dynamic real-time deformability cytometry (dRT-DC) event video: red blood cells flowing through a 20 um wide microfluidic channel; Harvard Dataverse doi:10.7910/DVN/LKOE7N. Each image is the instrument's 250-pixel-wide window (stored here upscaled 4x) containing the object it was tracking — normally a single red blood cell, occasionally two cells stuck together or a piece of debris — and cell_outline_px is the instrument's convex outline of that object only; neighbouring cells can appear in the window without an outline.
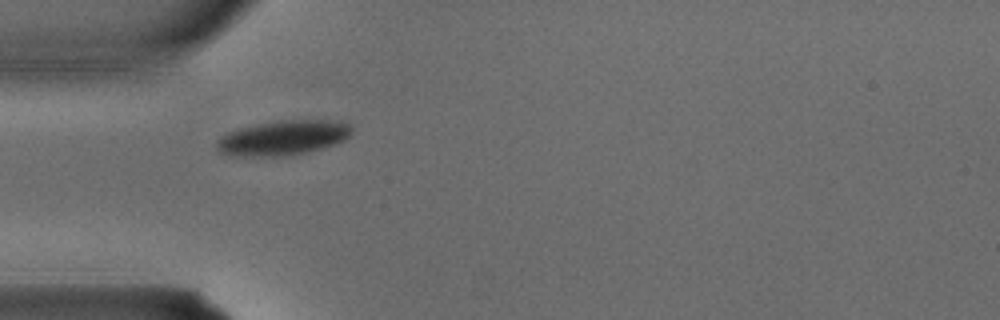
{"species": "common noctule bat (a hibernating species)", "species_latin": "Nyctalus noctula", "temperature_condition": "warm", "stored_images_in_passage": 4, "camera_frame_rate_fps": 3000, "um_per_image_px": 0.085, "animal": {"sex": "male", "body_mass_g": 15.6}, "frame": {"image": 1, "passage_image": 3, "time_ms": 0.667, "image_size_px": [1000, 320], "cell_outline_px": [[352, 132], [344, 140], [320, 148], [304, 152], [272, 156], [232, 156], [220, 152], [216, 148], [216, 140], [220, 136], [236, 128], [256, 124], [280, 120], [344, 120], [352, 124]], "centroid_in_image_um": [24.04, 11.68], "position_along_channel_um": 61.0, "area_um2": 27.4}}